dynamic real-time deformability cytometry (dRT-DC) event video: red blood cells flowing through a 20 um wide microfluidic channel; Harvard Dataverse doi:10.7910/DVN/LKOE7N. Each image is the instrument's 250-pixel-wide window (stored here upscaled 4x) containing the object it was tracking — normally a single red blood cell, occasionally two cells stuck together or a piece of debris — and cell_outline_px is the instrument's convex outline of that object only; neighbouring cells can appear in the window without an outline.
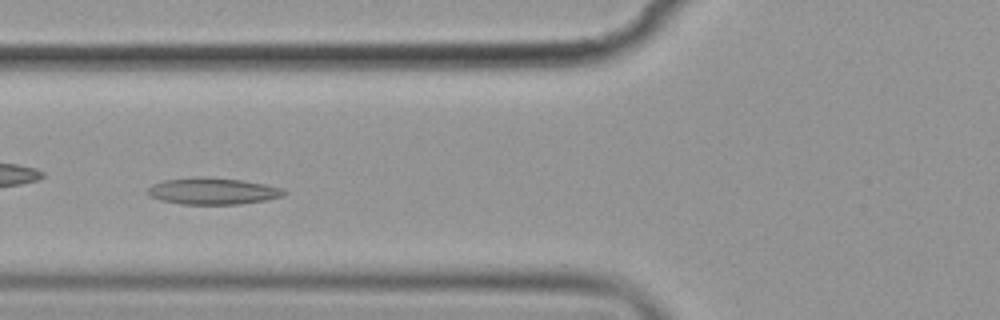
{"species": "common noctule bat (a hibernating species)", "species_latin": "Nyctalus noctula", "temperature_condition": "cold", "stored_images_in_passage": 9, "camera_frame_rate_fps": 3000, "um_per_image_px": 0.085, "animal": {"sex": "female", "body_mass_g": 19.9}, "frame": {"image": 1, "passage_image": 4, "time_ms": 3.667, "image_size_px": [1000, 320], "cell_outline_px": [[288, 192], [284, 196], [268, 200], [240, 204], [180, 204], [160, 200], [148, 196], [148, 188], [152, 184], [164, 180], [200, 176], [240, 180], [264, 184], [284, 188]], "centroid_in_image_um": [18.11, 16.25], "position_along_channel_um": 107.7, "area_um2": 21.33}}
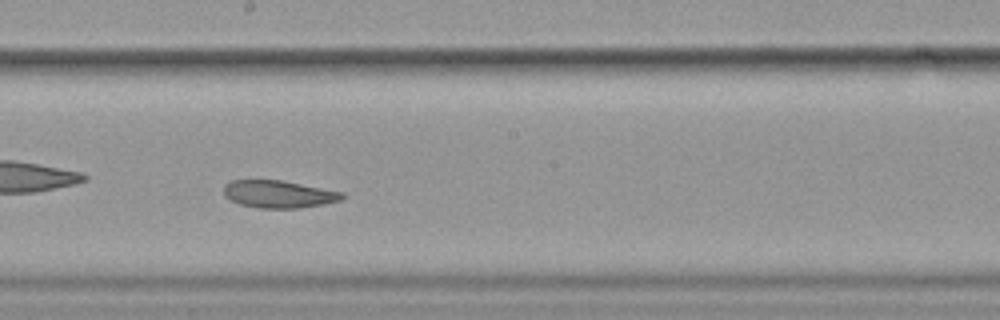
{"frame": {"image": 2, "passage_image": 7, "time_ms": 7.0, "image_size_px": [1000, 320], "cell_outline_px": [[344, 196], [340, 200], [324, 204], [300, 208], [256, 208], [240, 204], [224, 196], [224, 184], [232, 180], [280, 180], [344, 192]], "centroid_in_image_um": [23.67, 16.5], "position_along_channel_um": 224.5, "area_um2": 18.9}}
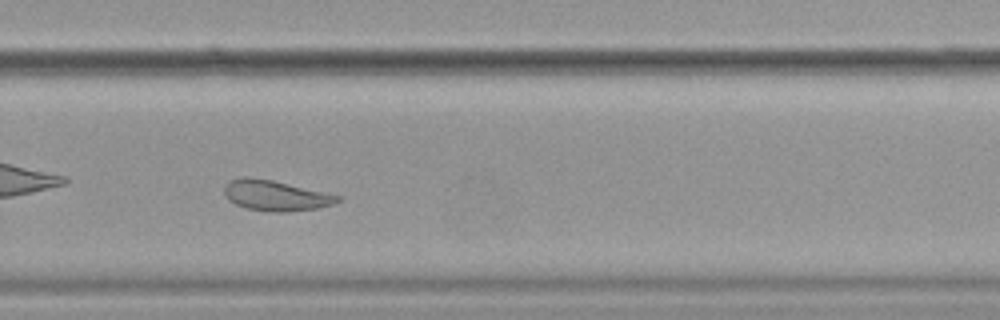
{"frame": {"image": 3, "passage_image": 9, "time_ms": 9.333, "image_size_px": [1000, 320], "cell_outline_px": [[340, 200], [336, 204], [316, 208], [288, 212], [268, 212], [244, 208], [228, 200], [224, 192], [224, 184], [232, 180], [244, 176], [272, 180], [340, 196]], "centroid_in_image_um": [23.39, 16.63], "position_along_channel_um": 306.4, "area_um2": 20.06}}